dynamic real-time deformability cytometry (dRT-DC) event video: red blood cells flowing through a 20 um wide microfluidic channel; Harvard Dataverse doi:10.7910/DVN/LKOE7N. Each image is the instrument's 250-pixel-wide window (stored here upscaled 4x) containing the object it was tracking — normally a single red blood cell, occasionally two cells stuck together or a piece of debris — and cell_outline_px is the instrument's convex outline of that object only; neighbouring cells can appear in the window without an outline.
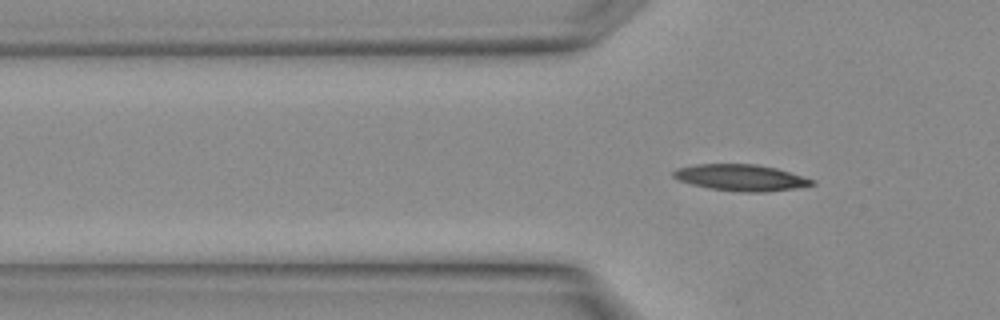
{"species": "Egyptian fruit bat (a non-hibernating species)", "species_latin": "Rousettus aegyptiacus", "temperature_condition": "warm", "stored_images_in_passage": 3, "camera_frame_rate_fps": 3000, "um_per_image_px": 0.085, "animal": {"sex": "female"}, "frame": {"image": 1, "passage_image": 3, "time_ms": 0.667, "image_size_px": [1000, 320], "cell_outline_px": [[816, 184], [796, 188], [764, 192], [748, 192], [708, 188], [692, 184], [680, 180], [672, 176], [672, 172], [676, 168], [696, 164], [756, 164], [776, 168], [816, 180]], "centroid_in_image_um": [62.99, 15.09], "position_along_channel_um": 62.8, "area_um2": 21.21}}